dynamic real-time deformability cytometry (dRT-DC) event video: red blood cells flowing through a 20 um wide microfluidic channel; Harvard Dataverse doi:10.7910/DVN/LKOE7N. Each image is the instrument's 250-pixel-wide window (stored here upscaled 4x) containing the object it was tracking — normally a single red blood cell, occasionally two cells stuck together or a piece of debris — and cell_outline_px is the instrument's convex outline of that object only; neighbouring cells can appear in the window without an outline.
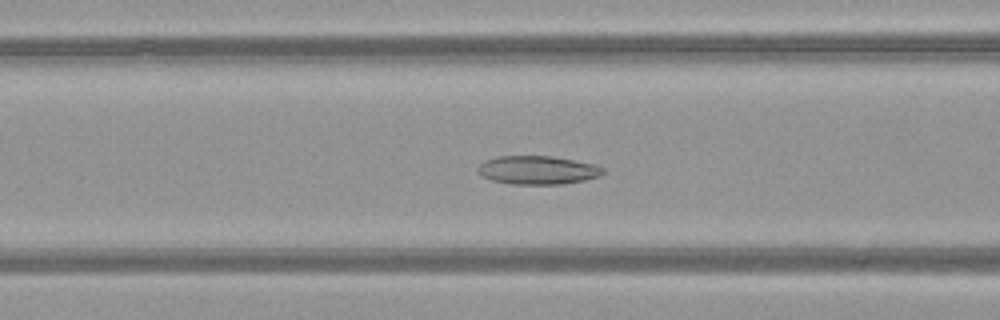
{"species": "common noctule bat (a hibernating species)", "species_latin": "Nyctalus noctula", "temperature_condition": "warm", "stored_images_in_passage": 51, "camera_frame_rate_fps": 3000, "um_per_image_px": 0.085, "animal": {"sex": "female", "body_mass_g": 21.9}, "frame": {"image": 1, "passage_image": 21, "time_ms": 6.667, "image_size_px": [1000, 320], "cell_outline_px": [[604, 172], [600, 176], [584, 180], [564, 184], [512, 184], [492, 180], [476, 172], [476, 168], [484, 160], [496, 156], [552, 156], [596, 164], [604, 168]], "centroid_in_image_um": [45.69, 14.45], "position_along_channel_um": 120.9, "area_um2": 20.92}}
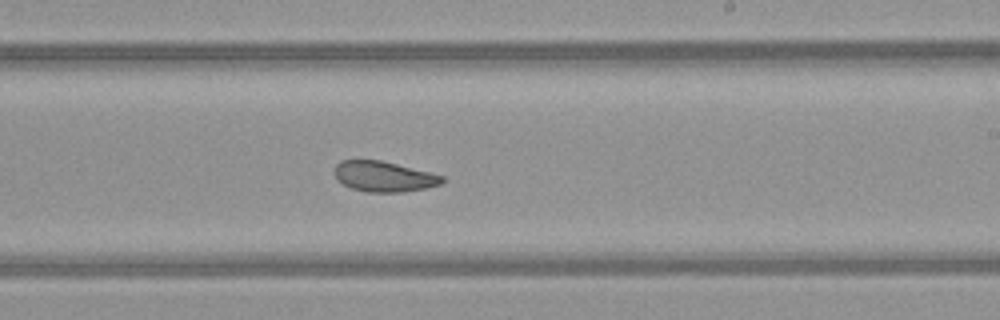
{"frame": {"image": 2, "passage_image": 31, "time_ms": 10.0, "image_size_px": [1000, 320], "cell_outline_px": [[448, 180], [440, 184], [424, 188], [404, 192], [368, 192], [352, 188], [344, 184], [336, 176], [336, 164], [340, 160], [380, 160], [444, 176]], "centroid_in_image_um": [32.67, 15.0], "position_along_channel_um": 256.3, "area_um2": 18.79}}
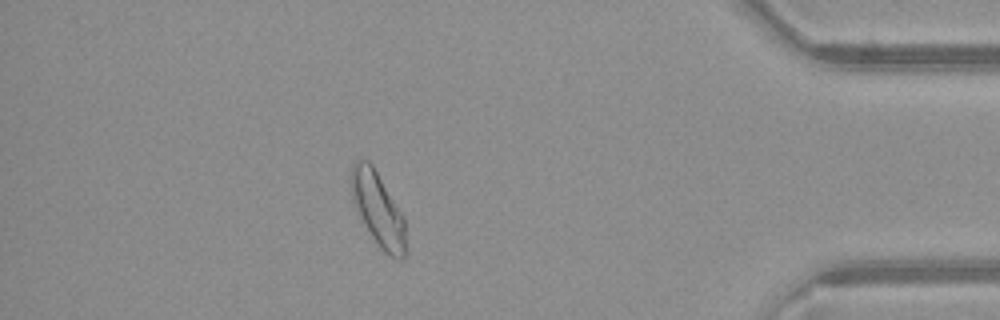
{"frame": {"image": 3, "passage_image": 45, "time_ms": 14.667, "image_size_px": [1000, 320], "cell_outline_px": [[408, 252], [404, 260], [396, 260], [384, 252], [380, 248], [372, 236], [360, 216], [352, 200], [348, 180], [352, 164], [356, 160], [368, 160], [372, 164], [400, 212], [404, 220]], "centroid_in_image_um": [32.12, 17.82], "position_along_channel_um": 403.1, "area_um2": 23.64}, "authors_computed_cell_mechanics": {"area_um2": 23.2934, "velocity_mm_per_s": 4.0628, "shape_relaxation_time_tau1_ms": null, "shape_relaxation_time_tau2_ms": 3.3575, "deformation_change_tau1": null, "deformation_change_tau2": 0.1017}}